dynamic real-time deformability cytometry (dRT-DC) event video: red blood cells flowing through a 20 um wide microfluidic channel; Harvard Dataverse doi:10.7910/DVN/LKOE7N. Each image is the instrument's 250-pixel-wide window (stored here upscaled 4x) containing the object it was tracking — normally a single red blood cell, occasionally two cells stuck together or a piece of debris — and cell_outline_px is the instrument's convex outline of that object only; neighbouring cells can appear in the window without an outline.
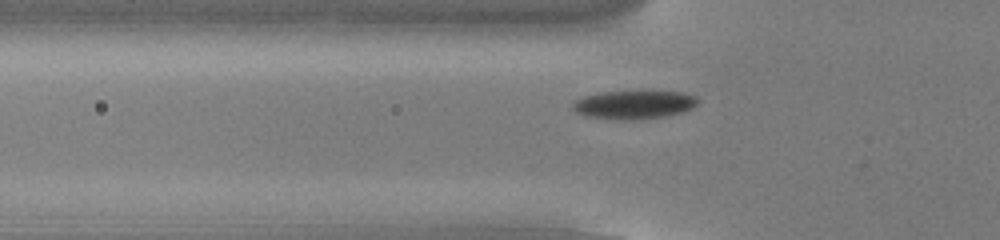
{"species": "common noctule bat (a hibernating species)", "species_latin": "Nyctalus noctula", "temperature_condition": "cold", "stored_images_in_passage": 36, "camera_frame_rate_fps": 3000, "um_per_image_px": 0.085, "animal": {"sex": "male", "body_mass_g": 13.0, "forearm_length_mm": 53.1}, "frame": {"image": 1, "passage_image": 3, "time_ms": 0.667, "image_size_px": [1000, 240], "cell_outline_px": [[700, 100], [692, 108], [680, 112], [664, 116], [632, 120], [620, 120], [588, 116], [576, 112], [572, 108], [572, 104], [576, 100], [584, 96], [604, 92], [684, 92], [696, 96]], "centroid_in_image_um": [53.9, 8.9], "position_along_channel_um": 71.9, "area_um2": 20.4}}
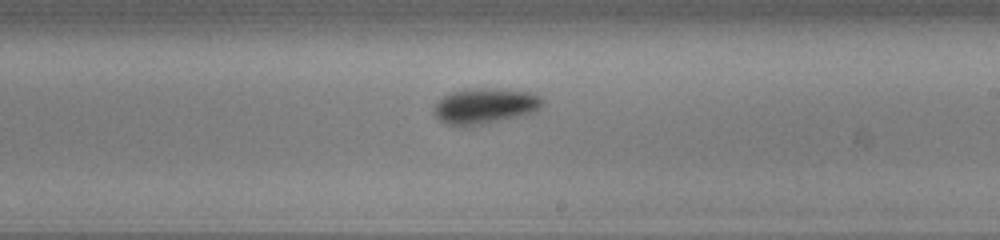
{"frame": {"image": 2, "passage_image": 17, "time_ms": 5.333, "image_size_px": [1000, 240], "cell_outline_px": [[544, 104], [540, 108], [532, 112], [500, 120], [480, 124], [448, 124], [440, 120], [432, 112], [436, 104], [444, 96], [452, 92], [464, 88], [500, 88], [532, 92], [540, 96], [544, 100]], "centroid_in_image_um": [41.25, 8.95], "position_along_channel_um": 247.7, "area_um2": 22.2}}
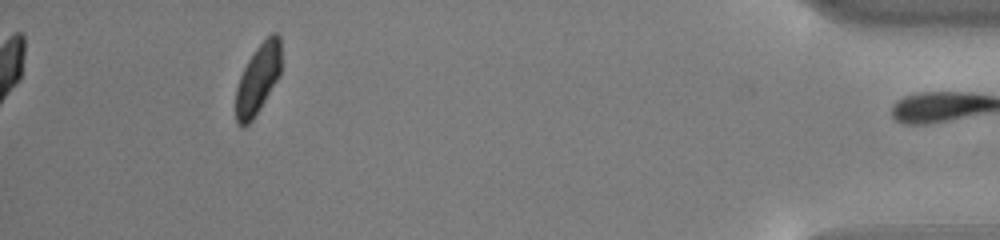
{"frame": {"image": 3, "passage_image": 35, "time_ms": 11.333, "image_size_px": [1000, 240], "cell_outline_px": [[280, 72], [276, 80], [260, 108], [252, 120], [244, 128], [240, 128], [236, 124], [236, 88], [240, 76], [248, 60], [256, 48], [272, 32], [276, 32], [280, 36]], "centroid_in_image_um": [21.9, 6.74], "position_along_channel_um": 413.3, "area_um2": 18.21}, "authors_computed_cell_mechanics": {"area_um2": 20.6057, "velocity_mm_per_s": 3.7816, "shape_relaxation_time_tau1_ms": 4.7133, "shape_relaxation_time_tau2_ms": null, "deformation_change_tau1": 0.1528, "deformation_change_tau2": null}}